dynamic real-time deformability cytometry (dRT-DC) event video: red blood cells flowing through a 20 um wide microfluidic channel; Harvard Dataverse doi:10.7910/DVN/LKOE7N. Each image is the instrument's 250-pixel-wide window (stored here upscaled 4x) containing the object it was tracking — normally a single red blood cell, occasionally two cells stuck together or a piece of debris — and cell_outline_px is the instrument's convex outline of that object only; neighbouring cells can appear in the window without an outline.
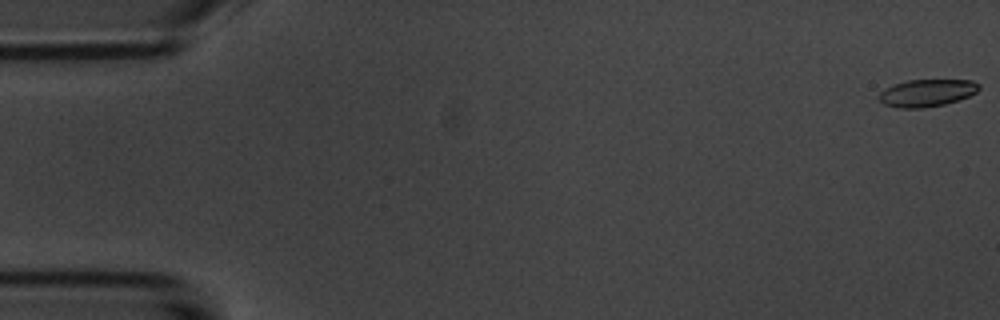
{"species": "common noctule bat (a hibernating species)", "species_latin": "Nyctalus noctula", "temperature_condition": "room temperature", "stored_images_in_passage": 10, "camera_frame_rate_fps": 3000, "um_per_image_px": 0.085, "animal": {"sex": "male", "body_mass_g": 20.1, "forearm_length_mm": 53.5}, "frame": {"image": 1, "passage_image": 1, "time_ms": 0.0, "image_size_px": [1000, 320], "cell_outline_px": [[980, 88], [976, 92], [960, 100], [944, 104], [924, 108], [900, 108], [884, 104], [880, 100], [880, 92], [884, 88], [892, 84], [908, 80], [972, 80], [980, 84]], "centroid_in_image_um": [78.79, 7.89], "position_along_channel_um": 6.2, "area_um2": 15.95}}
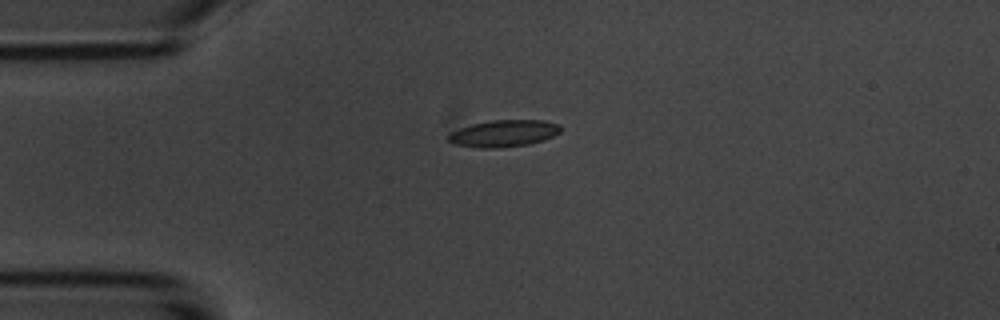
{"frame": {"image": 2, "passage_image": 4, "time_ms": 4.333, "image_size_px": [1000, 320], "cell_outline_px": [[564, 128], [560, 132], [544, 140], [528, 144], [496, 148], [484, 148], [452, 144], [448, 140], [448, 132], [472, 124], [492, 120], [544, 120], [560, 124]], "centroid_in_image_um": [42.83, 11.33], "position_along_channel_um": 42.2, "area_um2": 17.69}}
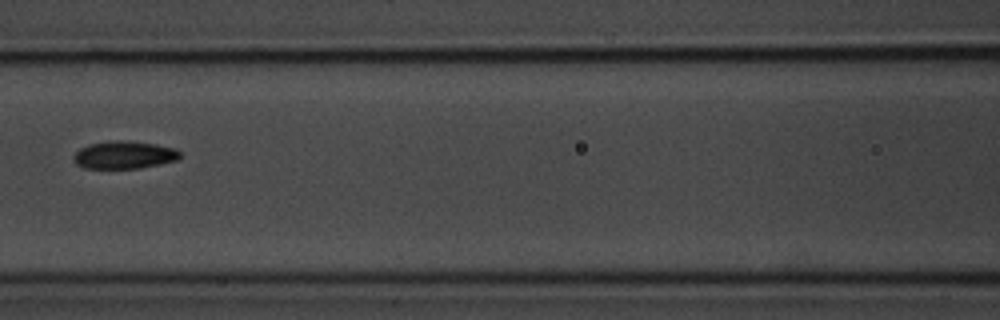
{"frame": {"image": 3, "passage_image": 7, "time_ms": 8.0, "image_size_px": [1000, 320], "cell_outline_px": [[180, 156], [176, 160], [160, 164], [140, 168], [84, 168], [76, 164], [72, 160], [72, 156], [80, 148], [88, 144], [112, 140], [128, 140], [156, 144], [176, 148], [180, 152]], "centroid_in_image_um": [10.53, 13.16], "position_along_channel_um": 156.1, "area_um2": 17.34}}